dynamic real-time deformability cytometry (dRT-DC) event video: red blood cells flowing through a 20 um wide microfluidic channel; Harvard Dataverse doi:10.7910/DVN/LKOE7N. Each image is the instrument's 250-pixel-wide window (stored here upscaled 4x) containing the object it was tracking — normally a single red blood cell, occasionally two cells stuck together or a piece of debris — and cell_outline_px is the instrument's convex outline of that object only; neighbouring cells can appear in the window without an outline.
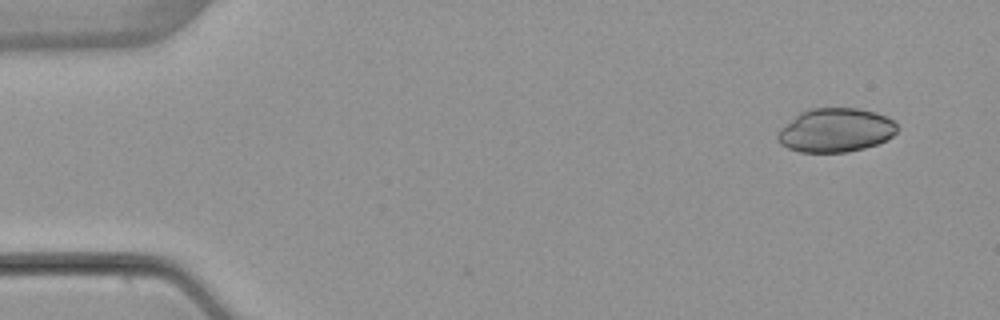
{"species": "common noctule bat (a hibernating species)", "species_latin": "Nyctalus noctula", "temperature_condition": "warm", "stored_images_in_passage": 4, "camera_frame_rate_fps": 3000, "um_per_image_px": 0.085, "animal": {"sex": "female", "body_mass_g": 22.7, "forearm_length_mm": 54.2}, "frame": {"image": 1, "passage_image": 1, "time_ms": 0.0, "image_size_px": [1000, 320], "cell_outline_px": [[896, 132], [892, 136], [876, 144], [864, 148], [844, 152], [800, 152], [788, 148], [780, 144], [776, 136], [780, 128], [800, 112], [812, 108], [860, 108], [876, 112], [888, 116], [896, 124]], "centroid_in_image_um": [71.01, 11.06], "position_along_channel_um": 14.0, "area_um2": 30.52}}